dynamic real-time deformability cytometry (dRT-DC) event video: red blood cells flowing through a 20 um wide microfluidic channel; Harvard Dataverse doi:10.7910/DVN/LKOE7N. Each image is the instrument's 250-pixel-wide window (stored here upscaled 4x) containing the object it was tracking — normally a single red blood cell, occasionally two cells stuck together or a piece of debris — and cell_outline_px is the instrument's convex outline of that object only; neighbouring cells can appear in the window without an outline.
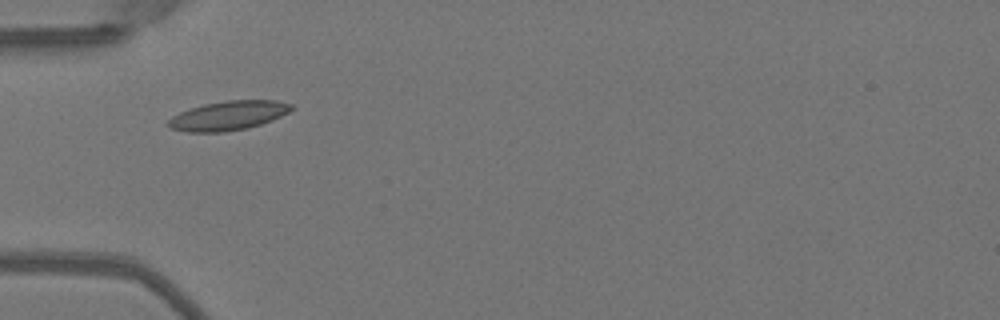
{"species": "Egyptian fruit bat (a non-hibernating species)", "species_latin": "Rousettus aegyptiacus", "temperature_condition": "warm", "stored_images_in_passage": 35, "camera_frame_rate_fps": 3000, "um_per_image_px": 0.085, "animal": {"sex": "female"}, "frame": {"image": 1, "passage_image": 1, "time_ms": 0.0, "image_size_px": [1000, 320], "cell_outline_px": [[292, 108], [288, 112], [272, 120], [248, 128], [224, 132], [188, 132], [172, 128], [164, 124], [172, 116], [180, 112], [204, 104], [224, 100], [276, 100], [292, 104]], "centroid_in_image_um": [19.38, 9.82], "position_along_channel_um": 65.6, "area_um2": 20.92}}
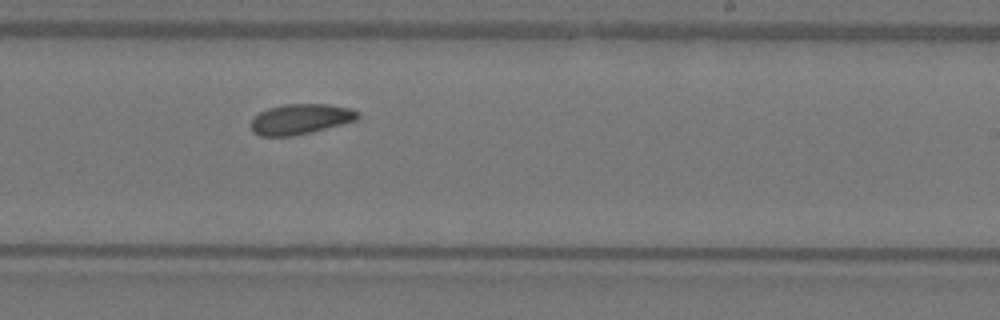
{"frame": {"image": 2, "passage_image": 16, "time_ms": 5.0, "image_size_px": [1000, 320], "cell_outline_px": [[360, 116], [356, 120], [312, 132], [292, 136], [260, 136], [252, 132], [248, 124], [260, 112], [268, 108], [284, 104], [328, 104], [352, 108]], "centroid_in_image_um": [25.5, 10.13], "position_along_channel_um": 263.5, "area_um2": 18.96}}
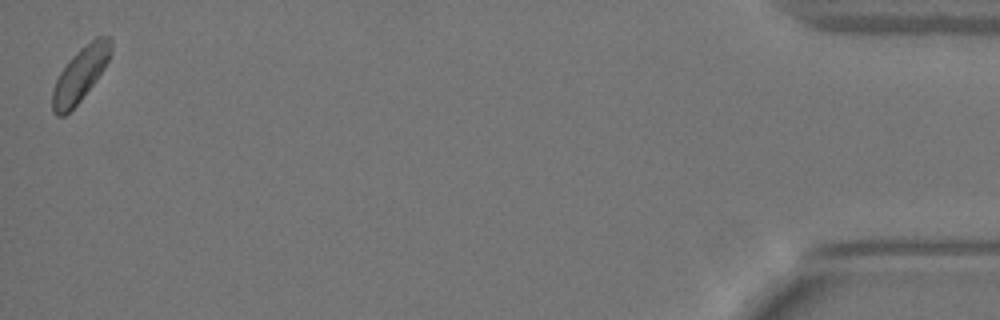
{"frame": {"image": 3, "passage_image": 35, "time_ms": 11.333, "image_size_px": [1000, 320], "cell_outline_px": [[112, 48], [108, 60], [104, 68], [80, 100], [64, 116], [56, 116], [52, 112], [52, 92], [56, 80], [60, 72], [72, 56], [80, 48], [96, 36], [112, 36]], "centroid_in_image_um": [6.82, 6.29], "position_along_channel_um": 428.4, "area_um2": 18.21}, "authors_computed_cell_mechanics": {"area_um2": 18.5538, "velocity_mm_per_s": 3.9929, "shape_relaxation_time_tau1_ms": 5.1009, "shape_relaxation_time_tau2_ms": null, "deformation_change_tau1": 0.1105, "deformation_change_tau2": null}}